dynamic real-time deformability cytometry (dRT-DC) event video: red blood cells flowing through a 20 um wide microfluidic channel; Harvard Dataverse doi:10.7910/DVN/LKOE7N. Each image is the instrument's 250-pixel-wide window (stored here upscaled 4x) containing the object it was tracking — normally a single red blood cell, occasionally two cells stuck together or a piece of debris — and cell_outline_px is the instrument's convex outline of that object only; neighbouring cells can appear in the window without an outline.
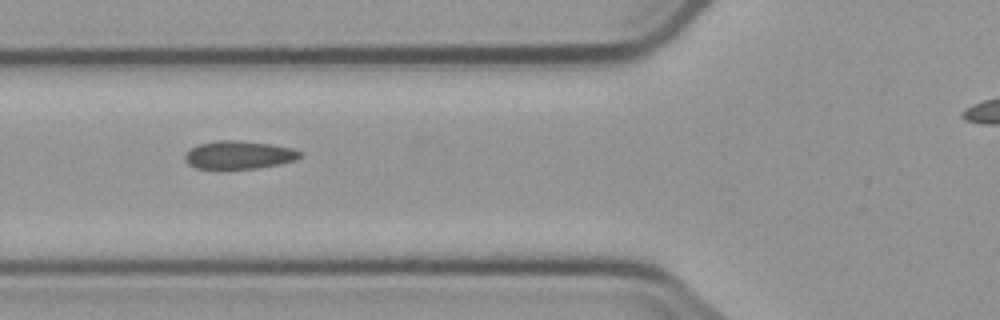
{"species": "common noctule bat (a hibernating species)", "species_latin": "Nyctalus noctula", "temperature_condition": "cold", "stored_images_in_passage": 7, "camera_frame_rate_fps": 3000, "um_per_image_px": 0.085, "animal": {"sex": "male", "body_mass_g": 23.1, "forearm_length_mm": 52.7}, "frame": {"image": 1, "passage_image": 3, "time_ms": 3.0, "image_size_px": [1000, 320], "cell_outline_px": [[300, 156], [296, 160], [280, 164], [256, 168], [196, 168], [188, 164], [184, 160], [184, 152], [196, 144], [216, 140], [236, 140], [272, 144], [296, 148], [300, 152]], "centroid_in_image_um": [20.27, 13.15], "position_along_channel_um": 105.5, "area_um2": 19.02}}
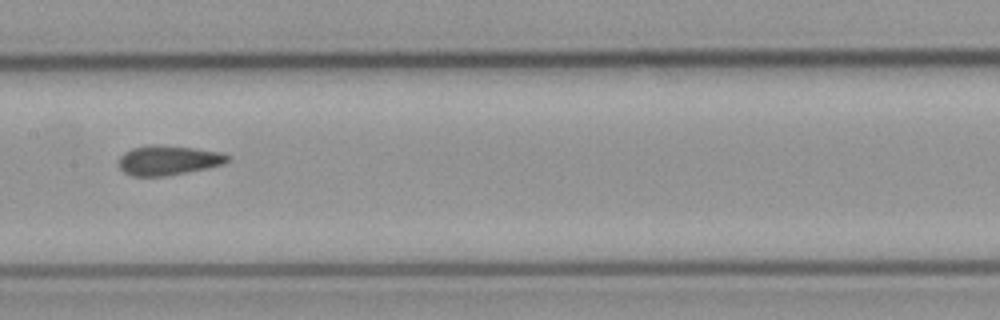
{"frame": {"image": 2, "passage_image": 5, "time_ms": 5.333, "image_size_px": [1000, 320], "cell_outline_px": [[232, 156], [224, 164], [208, 168], [164, 176], [132, 176], [124, 172], [120, 168], [120, 156], [124, 152], [132, 148], [148, 144], [156, 144], [192, 148], [224, 152]], "centroid_in_image_um": [14.33, 13.61], "position_along_channel_um": 193.1, "area_um2": 18.9}}
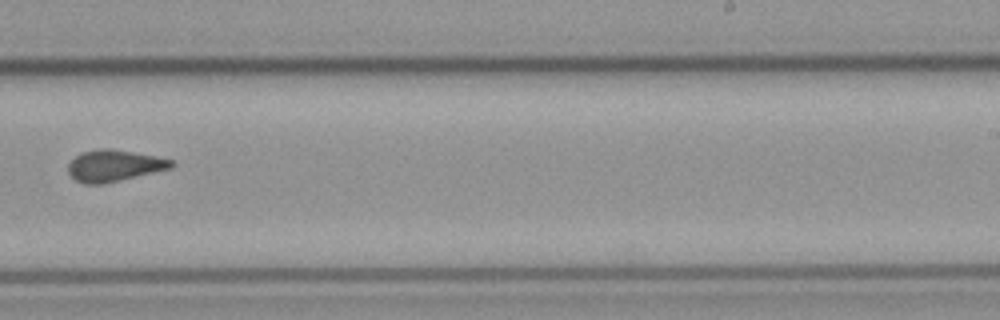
{"frame": {"image": 3, "passage_image": 7, "time_ms": 7.667, "image_size_px": [1000, 320], "cell_outline_px": [[176, 164], [172, 168], [104, 184], [84, 184], [76, 180], [68, 172], [68, 164], [76, 156], [84, 152], [100, 148], [108, 148], [132, 152], [172, 160]], "centroid_in_image_um": [9.7, 14.09], "position_along_channel_um": 279.3, "area_um2": 18.73}}